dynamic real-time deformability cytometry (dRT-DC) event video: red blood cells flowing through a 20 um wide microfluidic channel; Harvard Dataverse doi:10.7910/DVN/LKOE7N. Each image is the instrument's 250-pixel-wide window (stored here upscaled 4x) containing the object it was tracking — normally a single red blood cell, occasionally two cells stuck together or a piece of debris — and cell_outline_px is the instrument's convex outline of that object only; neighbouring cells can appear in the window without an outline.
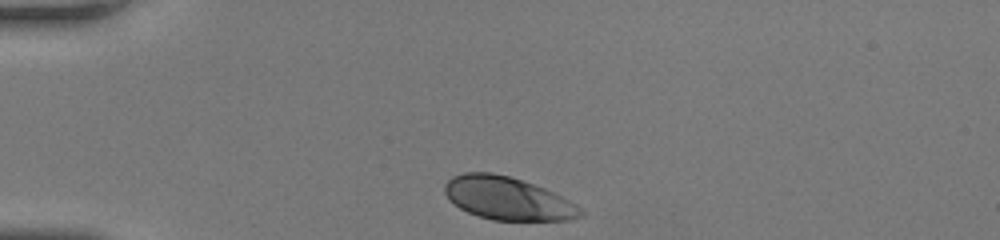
{"species": "human", "species_latin": "Homo sapiens", "temperature_condition": "room temperature", "stored_images_in_passage": 30, "camera_frame_rate_fps": 3000, "um_per_image_px": 0.085, "donor": {"sex": "female"}, "frame": {"image": 1, "passage_image": 1, "time_ms": 0.0, "image_size_px": [1000, 240], "cell_outline_px": [[584, 216], [568, 220], [492, 220], [468, 212], [460, 208], [444, 192], [444, 184], [452, 176], [464, 172], [492, 172], [508, 176], [544, 188], [576, 204], [584, 212]], "centroid_in_image_um": [43.15, 16.86], "position_along_channel_um": 41.8, "area_um2": 33.64}}
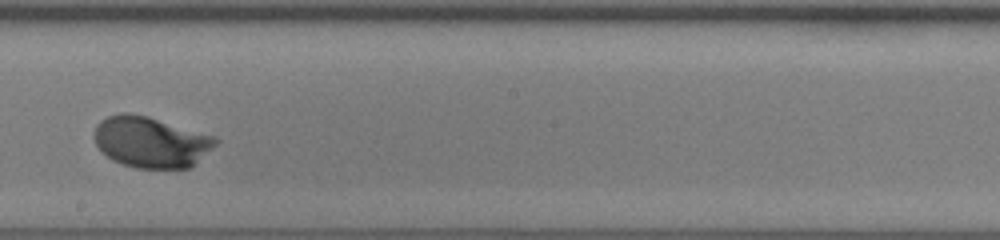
{"frame": {"image": 2, "passage_image": 18, "time_ms": 5.667, "image_size_px": [1000, 240], "cell_outline_px": [[220, 140], [216, 144], [188, 168], [136, 168], [112, 160], [96, 144], [92, 136], [96, 124], [100, 120], [108, 116], [120, 112], [128, 112], [148, 116], [216, 136]], "centroid_in_image_um": [12.79, 12.04], "position_along_channel_um": 235.4, "area_um2": 36.01}}
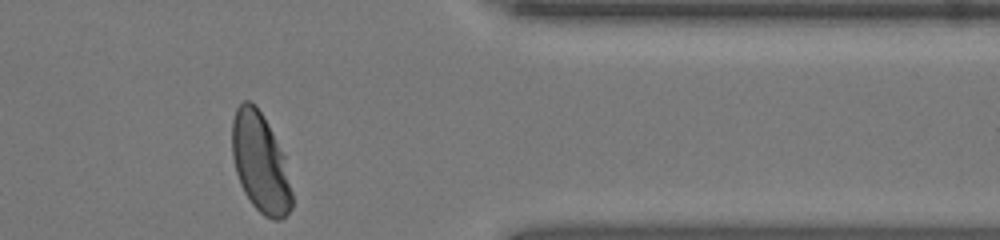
{"frame": {"image": 3, "passage_image": 30, "time_ms": 9.667, "image_size_px": [1000, 240], "cell_outline_px": [[292, 208], [280, 220], [272, 220], [264, 216], [252, 204], [244, 192], [240, 184], [236, 172], [232, 156], [232, 120], [236, 108], [244, 100], [248, 100], [256, 104], [268, 124], [284, 156], [292, 192]], "centroid_in_image_um": [22.11, 13.83], "position_along_channel_um": 389.3, "area_um2": 34.62}, "authors_computed_cell_mechanics": {"area_um2": 35.1424, "velocity_mm_per_s": 4.154, "shape_relaxation_time_tau1_ms": 2.1591, "shape_relaxation_time_tau2_ms": null, "deformation_change_tau1": 0.1642, "deformation_change_tau2": null}}